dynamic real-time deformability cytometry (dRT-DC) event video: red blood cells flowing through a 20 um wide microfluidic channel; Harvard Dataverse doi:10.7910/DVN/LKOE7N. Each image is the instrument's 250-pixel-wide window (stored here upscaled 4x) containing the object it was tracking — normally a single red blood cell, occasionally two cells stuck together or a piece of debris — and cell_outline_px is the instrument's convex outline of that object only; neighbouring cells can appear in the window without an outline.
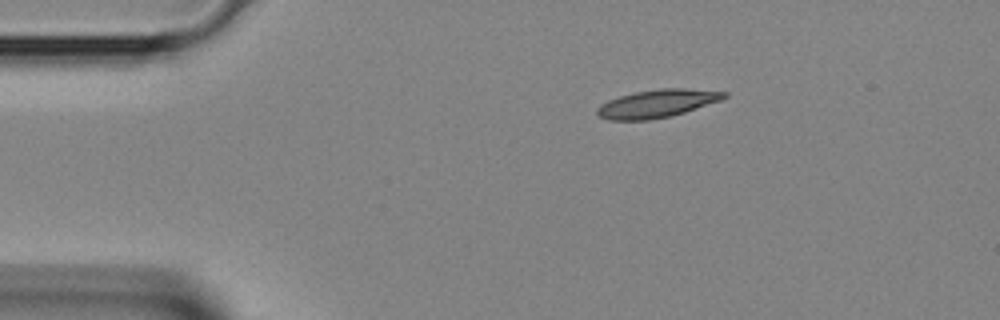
{"species": "Egyptian fruit bat (a non-hibernating species)", "species_latin": "Rousettus aegyptiacus", "temperature_condition": "room temperature", "stored_images_in_passage": 2, "camera_frame_rate_fps": 3000, "um_per_image_px": 0.085, "animal": {"sex": "female"}, "frame": {"image": 1, "passage_image": 1, "time_ms": 0.0, "image_size_px": [1000, 320], "cell_outline_px": [[728, 96], [720, 100], [672, 116], [648, 120], [608, 120], [600, 116], [596, 112], [596, 108], [600, 104], [608, 100], [620, 96], [636, 92], [660, 88], [684, 88], [728, 92]], "centroid_in_image_um": [55.84, 8.8], "position_along_channel_um": 29.2, "area_um2": 20.58}}